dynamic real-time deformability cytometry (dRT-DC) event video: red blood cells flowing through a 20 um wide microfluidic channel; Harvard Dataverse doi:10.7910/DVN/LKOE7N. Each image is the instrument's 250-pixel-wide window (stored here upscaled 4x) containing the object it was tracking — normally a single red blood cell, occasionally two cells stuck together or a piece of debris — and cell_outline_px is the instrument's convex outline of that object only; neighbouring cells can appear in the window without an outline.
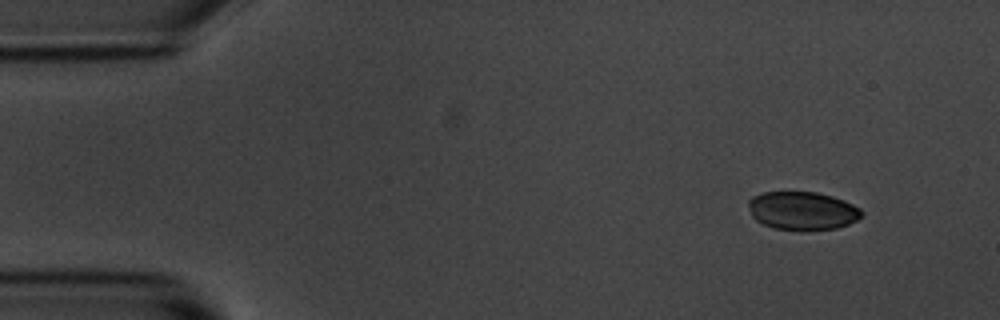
{"species": "common noctule bat (a hibernating species)", "species_latin": "Nyctalus noctula", "temperature_condition": "room temperature", "stored_images_in_passage": 10, "camera_frame_rate_fps": 3000, "um_per_image_px": 0.085, "animal": {"sex": "male", "body_mass_g": 20.1, "forearm_length_mm": 53.5}, "frame": {"image": 1, "passage_image": 1, "time_ms": 0.0, "image_size_px": [1000, 320], "cell_outline_px": [[864, 212], [856, 220], [848, 224], [836, 228], [804, 232], [800, 232], [772, 228], [756, 220], [752, 216], [748, 204], [748, 200], [752, 196], [760, 192], [816, 192], [832, 196], [844, 200], [860, 208]], "centroid_in_image_um": [68.18, 17.93], "position_along_channel_um": 16.8, "area_um2": 25.72}}